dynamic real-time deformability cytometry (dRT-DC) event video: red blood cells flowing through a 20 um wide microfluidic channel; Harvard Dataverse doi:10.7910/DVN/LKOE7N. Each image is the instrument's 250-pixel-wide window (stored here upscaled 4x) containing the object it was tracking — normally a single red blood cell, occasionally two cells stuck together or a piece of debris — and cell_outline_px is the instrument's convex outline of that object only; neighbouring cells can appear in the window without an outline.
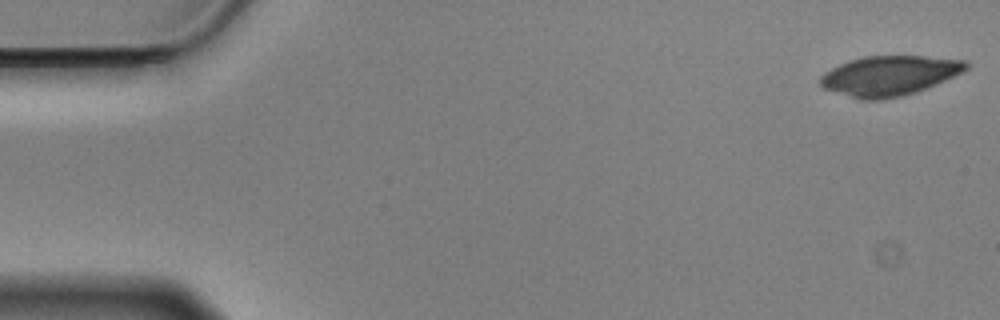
{"species": "Egyptian fruit bat (a non-hibernating species)", "species_latin": "Rousettus aegyptiacus", "temperature_condition": "cold", "stored_images_in_passage": 56, "camera_frame_rate_fps": 3000, "um_per_image_px": 0.085, "animal": {"sex": "male"}, "frame": {"image": 1, "passage_image": 1, "time_ms": 0.0, "image_size_px": [1000, 320], "cell_outline_px": [[968, 68], [944, 80], [916, 92], [900, 96], [880, 100], [860, 100], [824, 88], [820, 84], [820, 76], [824, 72], [840, 64], [864, 56], [924, 56], [968, 60]], "centroid_in_image_um": [75.58, 6.43], "position_along_channel_um": 9.4, "area_um2": 33.52}}